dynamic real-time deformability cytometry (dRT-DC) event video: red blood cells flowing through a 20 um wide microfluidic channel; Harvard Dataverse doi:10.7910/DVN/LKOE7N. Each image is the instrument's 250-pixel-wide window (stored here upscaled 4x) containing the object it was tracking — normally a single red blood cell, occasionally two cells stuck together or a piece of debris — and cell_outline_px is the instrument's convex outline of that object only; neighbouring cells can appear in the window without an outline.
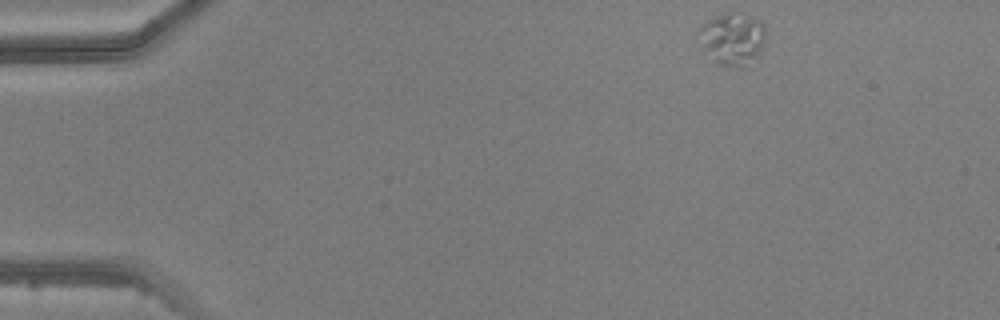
{"species": "common noctule bat (a hibernating species)", "species_latin": "Nyctalus noctula", "temperature_condition": "warm", "stored_images_in_passage": 4, "camera_frame_rate_fps": 3000, "um_per_image_px": 0.085, "animal": {"sex": "male", "body_mass_g": 20.5, "forearm_length_mm": 52.5}, "frame": {"image": 1, "passage_image": 1, "time_ms": 0.0, "image_size_px": [1000, 320], "cell_outline_px": [[764, 40], [756, 56], [740, 68], [736, 68], [716, 64], [704, 48], [700, 28], [708, 20], [716, 16], [728, 12], [732, 12], [760, 20], [764, 24]], "centroid_in_image_um": [62.27, 3.31], "position_along_channel_um": 22.7, "area_um2": 19.54}}
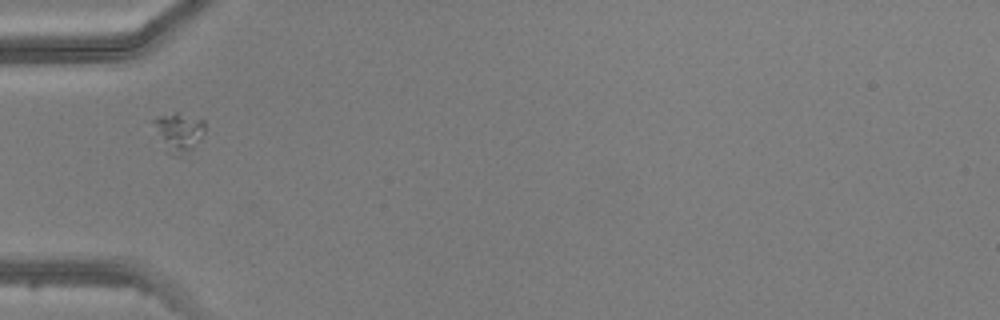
{"frame": {"image": 2, "passage_image": 3, "time_ms": 3.333, "image_size_px": [1000, 320], "cell_outline_px": [[204, 132], [200, 140], [192, 148], [176, 156], [172, 156], [164, 152], [152, 120], [160, 116], [176, 112], [180, 112], [204, 120]], "centroid_in_image_um": [15.18, 11.23], "position_along_channel_um": 69.8, "area_um2": 11.68}}
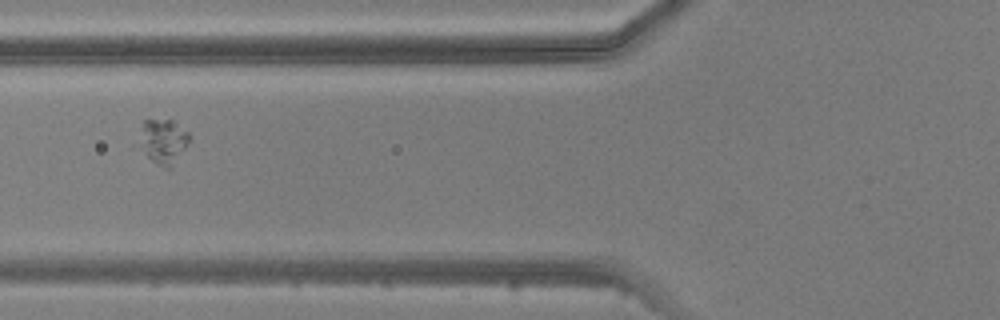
{"frame": {"image": 3, "passage_image": 4, "time_ms": 4.333, "image_size_px": [1000, 320], "cell_outline_px": [[188, 144], [168, 168], [152, 160], [148, 156], [140, 144], [144, 120], [172, 120], [188, 132]], "centroid_in_image_um": [13.89, 11.97], "position_along_channel_um": 111.9, "area_um2": 12.08}}